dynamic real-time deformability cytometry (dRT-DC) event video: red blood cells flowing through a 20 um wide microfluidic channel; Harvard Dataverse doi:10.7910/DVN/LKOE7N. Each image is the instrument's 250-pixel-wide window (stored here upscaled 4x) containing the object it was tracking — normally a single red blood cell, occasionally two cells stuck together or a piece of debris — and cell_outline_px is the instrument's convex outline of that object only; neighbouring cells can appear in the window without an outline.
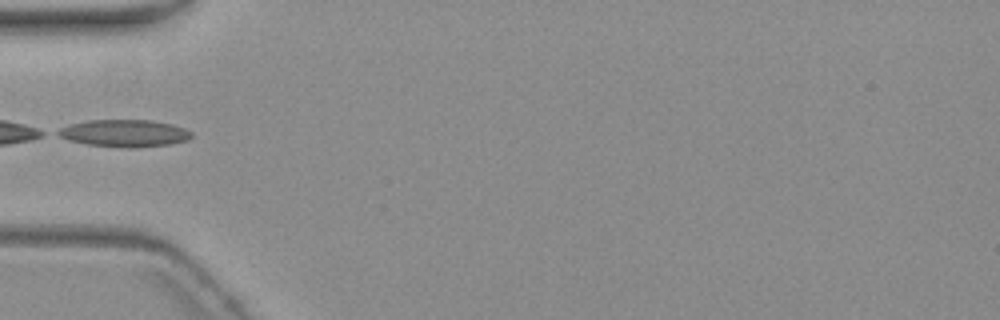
{"species": "common noctule bat (a hibernating species)", "species_latin": "Nyctalus noctula", "temperature_condition": "warm", "stored_images_in_passage": 5, "camera_frame_rate_fps": 3000, "um_per_image_px": 0.085, "animal": {"sex": "female", "body_mass_g": 19.3, "forearm_length_mm": 54.1}, "frame": {"image": 1, "passage_image": 5, "time_ms": 4.667, "image_size_px": [1000, 320], "cell_outline_px": [[192, 136], [188, 140], [172, 144], [136, 148], [128, 148], [88, 144], [68, 140], [52, 132], [60, 128], [72, 124], [88, 120], [152, 120], [172, 124], [184, 128], [192, 132]], "centroid_in_image_um": [10.59, 11.33], "position_along_channel_um": 74.4, "area_um2": 21.27}}